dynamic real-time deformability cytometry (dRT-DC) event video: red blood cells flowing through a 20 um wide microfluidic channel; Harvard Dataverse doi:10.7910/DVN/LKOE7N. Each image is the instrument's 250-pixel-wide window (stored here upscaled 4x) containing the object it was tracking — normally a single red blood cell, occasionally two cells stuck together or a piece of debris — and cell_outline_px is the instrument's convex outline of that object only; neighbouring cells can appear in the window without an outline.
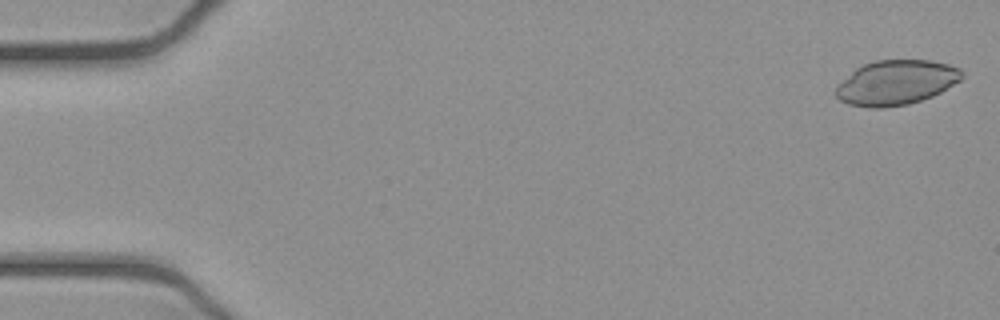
{"species": "common noctule bat (a hibernating species)", "species_latin": "Nyctalus noctula", "temperature_condition": "cold", "stored_images_in_passage": 51, "camera_frame_rate_fps": 3000, "um_per_image_px": 0.085, "animal": {"sex": "female", "body_mass_g": 21.9}, "frame": {"image": 1, "passage_image": 1, "time_ms": 0.0, "image_size_px": [1000, 320], "cell_outline_px": [[964, 76], [960, 80], [940, 92], [932, 96], [908, 104], [880, 108], [868, 108], [848, 104], [840, 100], [836, 96], [836, 84], [856, 68], [864, 64], [876, 60], [932, 60], [948, 64], [960, 68], [964, 72]], "centroid_in_image_um": [76.16, 7.01], "position_along_channel_um": 8.8, "area_um2": 32.95}}